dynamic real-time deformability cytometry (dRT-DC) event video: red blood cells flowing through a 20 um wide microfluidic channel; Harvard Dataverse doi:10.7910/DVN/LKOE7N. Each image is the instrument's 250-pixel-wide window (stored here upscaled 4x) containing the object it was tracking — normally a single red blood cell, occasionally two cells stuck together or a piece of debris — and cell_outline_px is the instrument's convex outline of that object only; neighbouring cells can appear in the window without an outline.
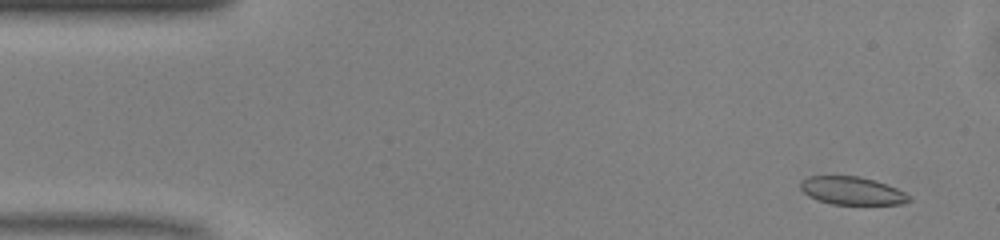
{"species": "common noctule bat (a hibernating species)", "species_latin": "Nyctalus noctula", "temperature_condition": "warm", "stored_images_in_passage": 9, "camera_frame_rate_fps": 3000, "um_per_image_px": 0.085, "animal": {"sex": "male", "body_mass_g": 13.0, "forearm_length_mm": 53.1}, "frame": {"image": 1, "passage_image": 3, "time_ms": 0.667, "image_size_px": [1000, 240], "cell_outline_px": [[912, 200], [904, 204], [832, 204], [816, 200], [808, 196], [800, 188], [800, 180], [808, 176], [860, 176], [876, 180], [896, 188], [904, 192]], "centroid_in_image_um": [72.4, 16.21], "position_along_channel_um": 12.6, "area_um2": 17.8}}